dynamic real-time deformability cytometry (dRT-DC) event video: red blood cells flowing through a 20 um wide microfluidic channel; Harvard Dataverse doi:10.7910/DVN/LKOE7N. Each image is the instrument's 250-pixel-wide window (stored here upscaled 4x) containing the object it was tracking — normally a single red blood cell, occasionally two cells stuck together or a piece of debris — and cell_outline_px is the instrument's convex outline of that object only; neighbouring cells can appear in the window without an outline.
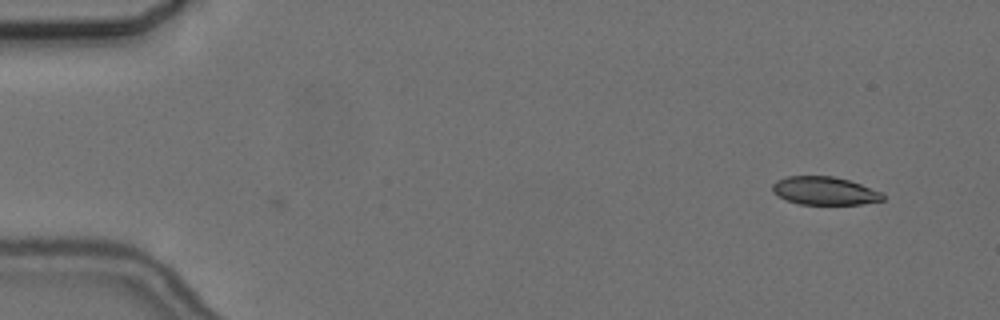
{"species": "common noctule bat (a hibernating species)", "species_latin": "Nyctalus noctula", "temperature_condition": "cold", "stored_images_in_passage": 3, "camera_frame_rate_fps": 3000, "um_per_image_px": 0.085, "animal": {"sex": "female", "body_mass_g": 24.6, "forearm_length_mm": 56.2}, "frame": {"image": 1, "passage_image": 3, "time_ms": 0.667, "image_size_px": [1000, 320], "cell_outline_px": [[884, 200], [860, 204], [800, 204], [788, 200], [772, 192], [772, 184], [776, 180], [788, 176], [832, 176], [848, 180], [884, 192]], "centroid_in_image_um": [70.1, 16.21], "position_along_channel_um": 14.9, "area_um2": 18.03}}